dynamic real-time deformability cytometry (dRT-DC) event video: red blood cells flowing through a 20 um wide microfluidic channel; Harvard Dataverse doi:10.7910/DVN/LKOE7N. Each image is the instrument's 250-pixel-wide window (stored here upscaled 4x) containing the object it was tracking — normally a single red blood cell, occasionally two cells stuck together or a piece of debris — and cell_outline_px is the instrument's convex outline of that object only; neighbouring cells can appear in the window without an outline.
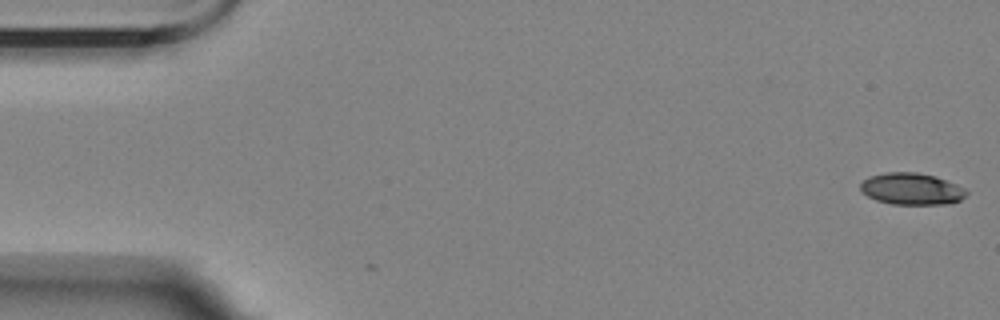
{"species": "Egyptian fruit bat (a non-hibernating species)", "species_latin": "Rousettus aegyptiacus", "temperature_condition": "room temperature", "stored_images_in_passage": 6, "camera_frame_rate_fps": 3000, "um_per_image_px": 0.085, "animal": {"sex": "female"}, "frame": {"image": 1, "passage_image": 1, "time_ms": 0.0, "image_size_px": [1000, 320], "cell_outline_px": [[968, 192], [960, 200], [952, 204], [892, 204], [876, 200], [868, 196], [860, 188], [860, 184], [868, 176], [888, 172], [916, 172], [936, 176], [956, 184], [964, 188]], "centroid_in_image_um": [77.5, 16.05], "position_along_channel_um": 7.5, "area_um2": 19.59}}
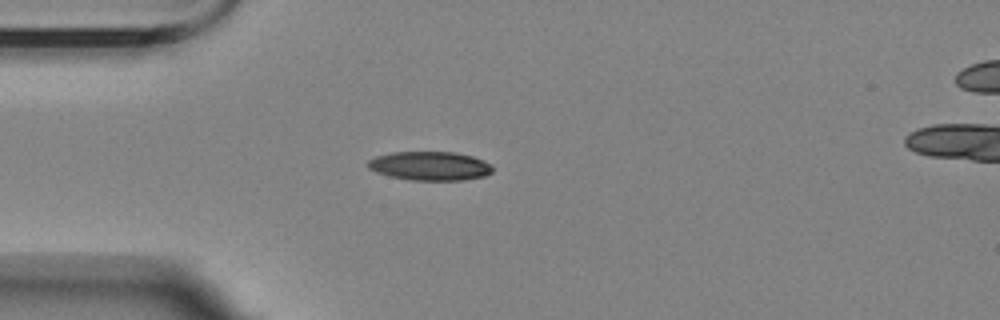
{"frame": {"image": 2, "passage_image": 5, "time_ms": 4.667, "image_size_px": [1000, 320], "cell_outline_px": [[492, 172], [484, 176], [464, 180], [412, 180], [388, 176], [376, 172], [368, 168], [364, 164], [368, 160], [376, 156], [392, 152], [456, 152], [472, 156], [484, 160], [492, 164]], "centroid_in_image_um": [36.52, 14.1], "position_along_channel_um": 48.5, "area_um2": 21.21}}